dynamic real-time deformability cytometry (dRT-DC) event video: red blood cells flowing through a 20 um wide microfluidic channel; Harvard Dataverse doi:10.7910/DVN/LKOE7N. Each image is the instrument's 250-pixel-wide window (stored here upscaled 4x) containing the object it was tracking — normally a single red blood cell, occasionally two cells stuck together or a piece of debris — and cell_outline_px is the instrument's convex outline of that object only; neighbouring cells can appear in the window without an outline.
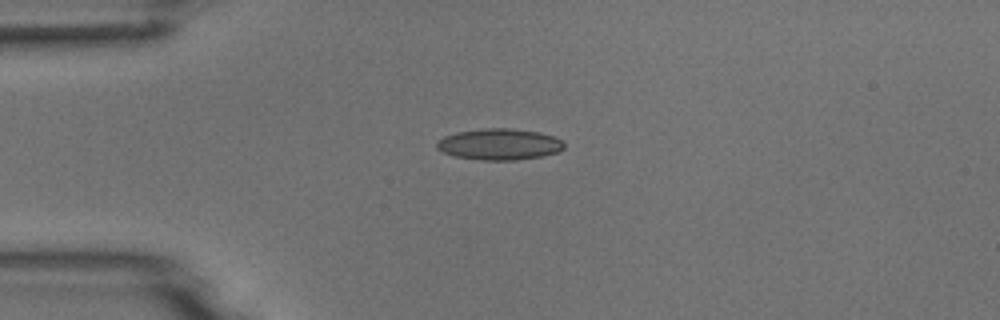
{"species": "common noctule bat (a hibernating species)", "species_latin": "Nyctalus noctula", "temperature_condition": "room temperature", "stored_images_in_passage": 8, "camera_frame_rate_fps": 3000, "um_per_image_px": 0.085, "animal": {"sex": "male", "body_mass_g": 18.8}, "frame": {"image": 1, "passage_image": 3, "time_ms": 0.667, "image_size_px": [1000, 320], "cell_outline_px": [[564, 148], [556, 152], [540, 156], [516, 160], [480, 160], [452, 156], [436, 148], [436, 140], [444, 136], [456, 132], [484, 128], [512, 128], [540, 132], [552, 136], [560, 140], [564, 144]], "centroid_in_image_um": [42.39, 12.26], "position_along_channel_um": 42.6, "area_um2": 23.24}}